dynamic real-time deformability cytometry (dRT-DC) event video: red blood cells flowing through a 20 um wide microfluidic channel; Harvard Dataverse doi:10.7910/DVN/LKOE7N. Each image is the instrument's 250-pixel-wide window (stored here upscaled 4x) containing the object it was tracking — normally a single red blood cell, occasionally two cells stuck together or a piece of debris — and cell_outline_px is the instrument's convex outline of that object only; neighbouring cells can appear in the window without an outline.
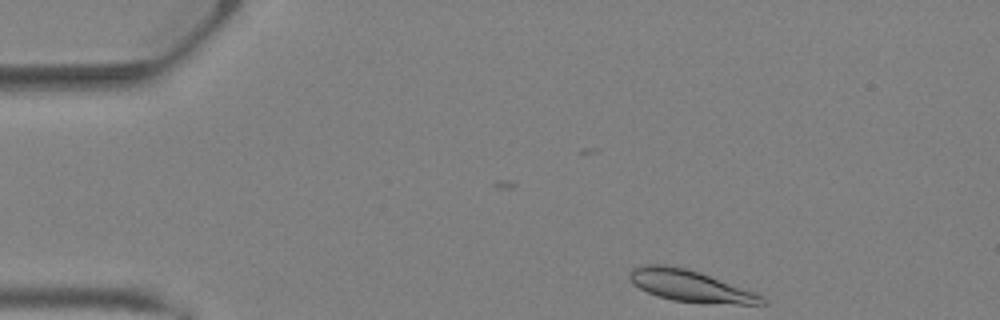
{"species": "Egyptian fruit bat (a non-hibernating species)", "species_latin": "Rousettus aegyptiacus", "temperature_condition": "warm", "stored_images_in_passage": 4, "camera_frame_rate_fps": 3000, "um_per_image_px": 0.085, "animal": {"sex": "female"}, "frame": {"image": 1, "passage_image": 4, "time_ms": 1.0, "image_size_px": [1000, 320], "cell_outline_px": [[768, 304], [736, 304], [672, 300], [656, 296], [632, 284], [628, 276], [632, 268], [644, 264], [664, 264], [684, 268], [708, 276], [764, 296], [768, 300]], "centroid_in_image_um": [58.62, 24.3], "position_along_channel_um": 26.4, "area_um2": 23.76}}